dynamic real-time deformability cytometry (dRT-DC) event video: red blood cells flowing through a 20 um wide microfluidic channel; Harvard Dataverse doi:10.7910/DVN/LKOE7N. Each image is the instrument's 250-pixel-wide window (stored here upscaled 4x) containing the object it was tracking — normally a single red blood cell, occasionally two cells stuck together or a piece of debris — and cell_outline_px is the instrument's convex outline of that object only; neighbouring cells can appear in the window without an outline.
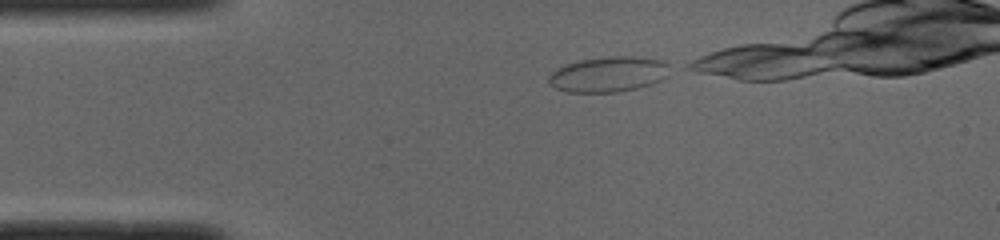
{"species": "common noctule bat (a hibernating species)", "species_latin": "Nyctalus noctula", "temperature_condition": "cold", "stored_images_in_passage": 25, "camera_frame_rate_fps": 3000, "um_per_image_px": 0.085, "animal": {"sex": "male", "body_mass_g": 19.0, "forearm_length_mm": 50.8}, "frame": {"image": 1, "passage_image": 1, "time_ms": 0.0, "image_size_px": [1000, 240], "cell_outline_px": [[676, 68], [668, 76], [660, 80], [636, 88], [616, 92], [568, 92], [556, 88], [548, 84], [548, 76], [556, 68], [564, 64], [580, 60], [608, 56], [632, 56], [664, 60], [672, 64]], "centroid_in_image_um": [51.78, 6.29], "position_along_channel_um": 33.2, "area_um2": 25.43}}
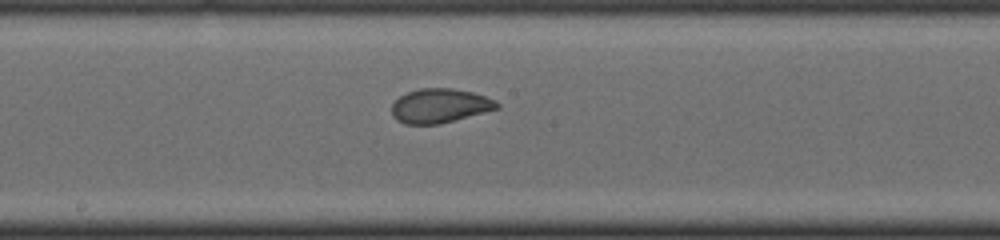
{"frame": {"image": 2, "passage_image": 17, "time_ms": 5.333, "image_size_px": [1000, 240], "cell_outline_px": [[500, 108], [436, 124], [404, 124], [396, 120], [392, 116], [392, 104], [400, 96], [408, 92], [420, 88], [452, 88], [472, 92], [496, 100], [500, 104]], "centroid_in_image_um": [37.37, 8.98], "position_along_channel_um": 210.8, "area_um2": 20.81}}
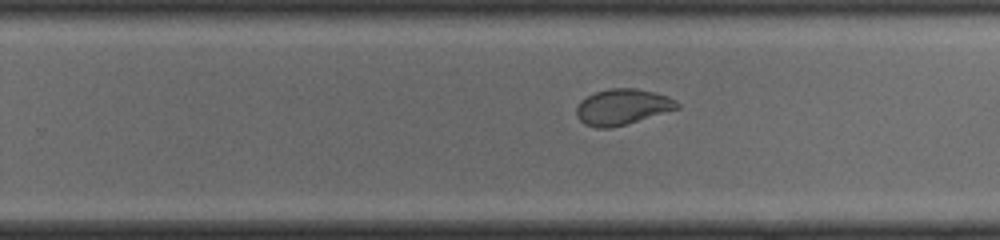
{"frame": {"image": 3, "passage_image": 22, "time_ms": 7.0, "image_size_px": [1000, 240], "cell_outline_px": [[680, 108], [612, 128], [596, 128], [584, 124], [576, 116], [576, 108], [580, 100], [596, 92], [608, 88], [636, 88], [668, 96], [676, 100], [680, 104]], "centroid_in_image_um": [52.89, 9.09], "position_along_channel_um": 276.9, "area_um2": 21.04}}